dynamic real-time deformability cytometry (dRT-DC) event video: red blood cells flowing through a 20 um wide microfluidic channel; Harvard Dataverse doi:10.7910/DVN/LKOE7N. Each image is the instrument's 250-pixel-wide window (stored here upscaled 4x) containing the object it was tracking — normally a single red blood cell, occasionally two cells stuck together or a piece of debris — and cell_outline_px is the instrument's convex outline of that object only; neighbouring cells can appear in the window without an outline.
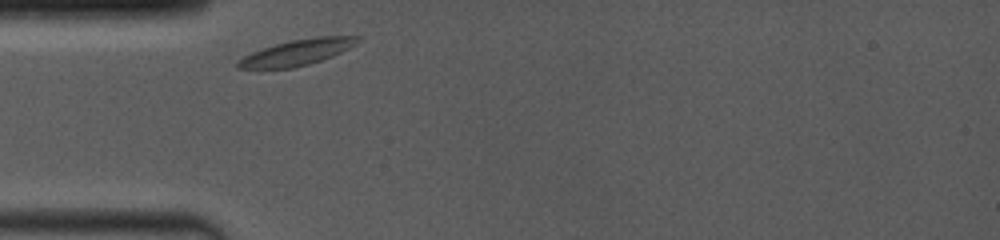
{"species": "common noctule bat (a hibernating species)", "species_latin": "Nyctalus noctula", "temperature_condition": "room temperature", "stored_images_in_passage": 9, "camera_frame_rate_fps": 4000, "um_per_image_px": 0.085, "animal": {"sex": "female", "body_mass_g": 19.0, "forearm_length_mm": 53.3}, "frame": {"image": 1, "passage_image": 1, "time_ms": 0.0, "image_size_px": [1000, 240], "cell_outline_px": [[364, 40], [332, 56], [308, 64], [292, 68], [236, 68], [236, 64], [244, 56], [252, 52], [288, 40], [316, 36], [364, 36]], "centroid_in_image_um": [25.33, 4.42], "position_along_channel_um": 59.7, "area_um2": 17.92}}
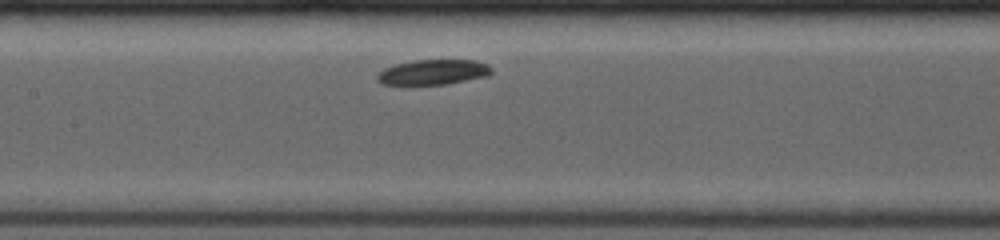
{"frame": {"image": 2, "passage_image": 6, "time_ms": 3.0, "image_size_px": [1000, 240], "cell_outline_px": [[492, 72], [488, 76], [444, 84], [384, 84], [376, 76], [384, 68], [396, 64], [416, 60], [472, 60], [484, 64], [492, 68]], "centroid_in_image_um": [36.84, 6.12], "position_along_channel_um": 170.6, "area_um2": 16.3}}
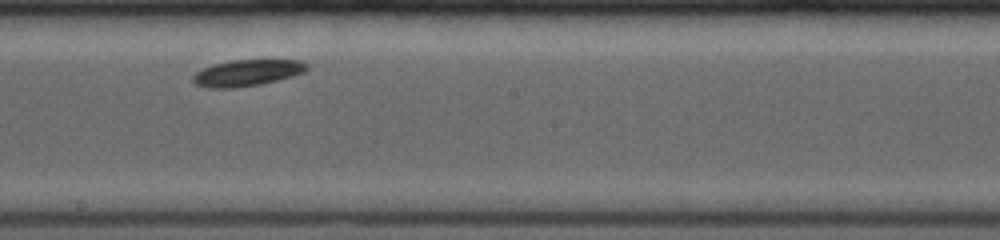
{"frame": {"image": 3, "passage_image": 8, "time_ms": 4.5, "image_size_px": [1000, 240], "cell_outline_px": [[308, 68], [304, 72], [292, 76], [260, 84], [232, 88], [208, 88], [196, 84], [192, 80], [192, 76], [196, 72], [204, 68], [216, 64], [232, 60], [300, 60], [308, 64]], "centroid_in_image_um": [21.01, 6.19], "position_along_channel_um": 227.2, "area_um2": 17.28}}